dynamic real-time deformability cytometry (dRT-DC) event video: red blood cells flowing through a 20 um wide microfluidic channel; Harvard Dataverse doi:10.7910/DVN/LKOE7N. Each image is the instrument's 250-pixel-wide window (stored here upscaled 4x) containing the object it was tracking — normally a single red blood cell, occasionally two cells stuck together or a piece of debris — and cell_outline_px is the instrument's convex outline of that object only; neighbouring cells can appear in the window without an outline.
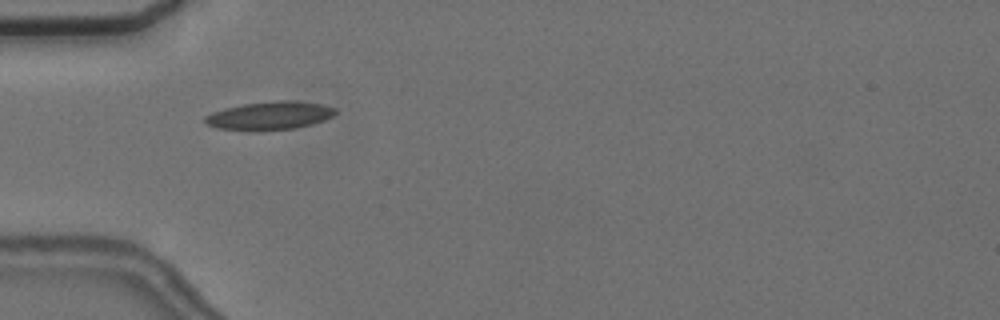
{"species": "common noctule bat (a hibernating species)", "species_latin": "Nyctalus noctula", "temperature_condition": "cold", "stored_images_in_passage": 11, "camera_frame_rate_fps": 3000, "um_per_image_px": 0.085, "animal": {"sex": "female", "body_mass_g": 24.6, "forearm_length_mm": 56.2}, "frame": {"image": 1, "passage_image": 5, "time_ms": 5.667, "image_size_px": [1000, 320], "cell_outline_px": [[336, 112], [332, 116], [324, 120], [312, 124], [296, 128], [260, 132], [252, 132], [216, 128], [208, 124], [204, 120], [204, 116], [212, 112], [224, 108], [244, 104], [276, 100], [296, 100], [324, 104], [336, 108]], "centroid_in_image_um": [22.92, 9.84], "position_along_channel_um": 62.1, "area_um2": 22.02}}